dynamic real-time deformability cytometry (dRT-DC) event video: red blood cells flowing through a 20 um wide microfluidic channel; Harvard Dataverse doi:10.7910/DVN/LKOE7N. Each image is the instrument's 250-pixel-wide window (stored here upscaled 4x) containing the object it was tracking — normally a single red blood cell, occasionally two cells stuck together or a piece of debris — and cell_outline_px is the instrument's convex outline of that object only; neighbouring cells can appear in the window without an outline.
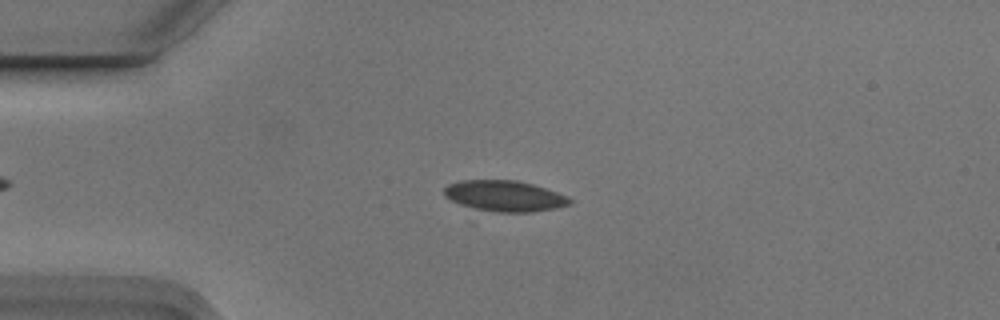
{"species": "Egyptian fruit bat (a non-hibernating species)", "species_latin": "Rousettus aegyptiacus", "temperature_condition": "cold", "stored_images_in_passage": 7, "camera_frame_rate_fps": 3000, "um_per_image_px": 0.085, "animal": {"sex": "male"}, "frame": {"image": 1, "passage_image": 4, "time_ms": 1.0, "image_size_px": [1000, 320], "cell_outline_px": [[572, 204], [556, 208], [532, 212], [480, 212], [460, 204], [444, 196], [444, 188], [448, 184], [460, 180], [516, 180], [532, 184], [568, 196], [572, 200]], "centroid_in_image_um": [42.86, 16.67], "position_along_channel_um": 42.1, "area_um2": 22.89}}
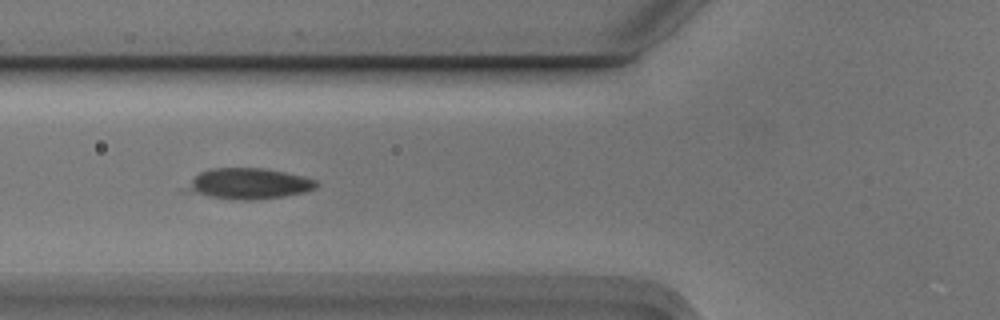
{"frame": {"image": 2, "passage_image": 6, "time_ms": 1.667, "image_size_px": [1000, 320], "cell_outline_px": [[320, 184], [316, 188], [304, 192], [284, 196], [252, 200], [232, 200], [180, 192], [180, 188], [200, 172], [212, 168], [264, 168], [284, 172], [316, 180]], "centroid_in_image_um": [21.01, 15.63], "position_along_channel_um": 104.8, "area_um2": 23.81}}
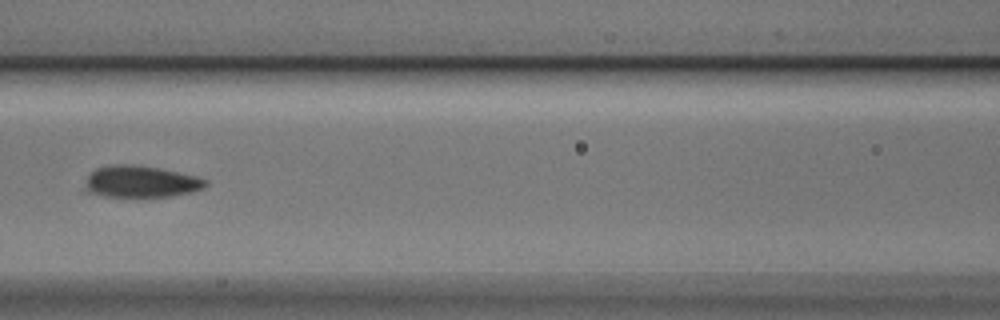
{"frame": {"image": 3, "passage_image": 7, "time_ms": 2.0, "image_size_px": [1000, 320], "cell_outline_px": [[208, 184], [204, 188], [192, 192], [168, 196], [104, 196], [84, 192], [84, 188], [88, 176], [96, 168], [116, 164], [132, 164], [160, 168], [196, 176], [208, 180]], "centroid_in_image_um": [11.97, 15.43], "position_along_channel_um": 154.6, "area_um2": 22.25}}